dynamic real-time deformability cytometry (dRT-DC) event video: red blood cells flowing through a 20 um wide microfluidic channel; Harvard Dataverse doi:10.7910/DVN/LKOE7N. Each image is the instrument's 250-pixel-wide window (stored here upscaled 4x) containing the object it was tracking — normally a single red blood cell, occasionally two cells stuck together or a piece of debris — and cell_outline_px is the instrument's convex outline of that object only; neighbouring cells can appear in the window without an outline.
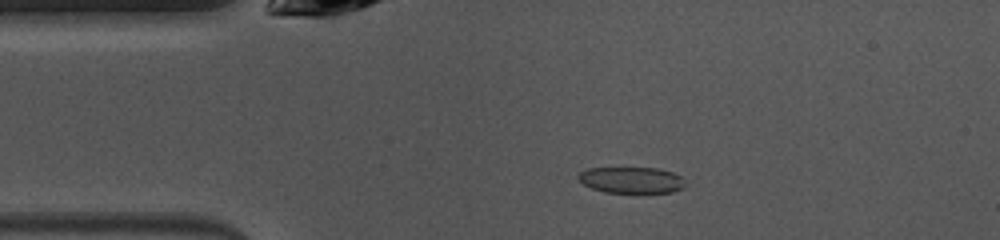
{"species": "common noctule bat (a hibernating species)", "species_latin": "Nyctalus noctula", "temperature_condition": "warm", "stored_images_in_passage": 47, "camera_frame_rate_fps": 3000, "um_per_image_px": 0.085, "animal": {"sex": "female", "body_mass_g": 10.0, "forearm_length_mm": 53.1}, "frame": {"image": 1, "passage_image": 8, "time_ms": 2.333, "image_size_px": [1000, 240], "cell_outline_px": [[688, 184], [684, 188], [672, 192], [604, 192], [592, 188], [584, 184], [576, 176], [580, 172], [588, 168], [656, 168], [672, 172], [680, 176]], "centroid_in_image_um": [53.7, 15.3], "position_along_channel_um": 31.3, "area_um2": 16.3}}
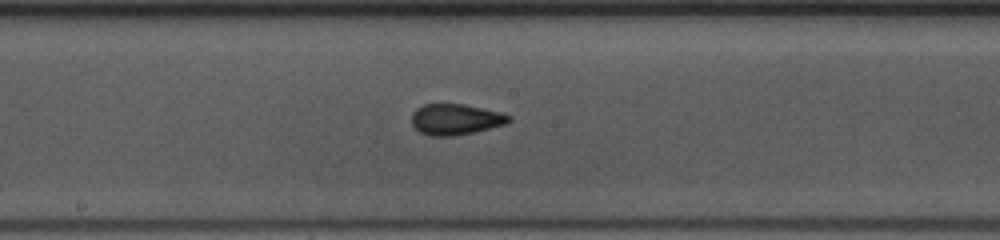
{"frame": {"image": 2, "passage_image": 23, "time_ms": 7.333, "image_size_px": [1000, 240], "cell_outline_px": [[512, 120], [504, 124], [476, 132], [452, 136], [428, 136], [420, 132], [412, 124], [412, 112], [416, 108], [424, 104], [464, 104], [500, 112], [512, 116]], "centroid_in_image_um": [38.72, 10.15], "position_along_channel_um": 209.5, "area_um2": 17.57}}
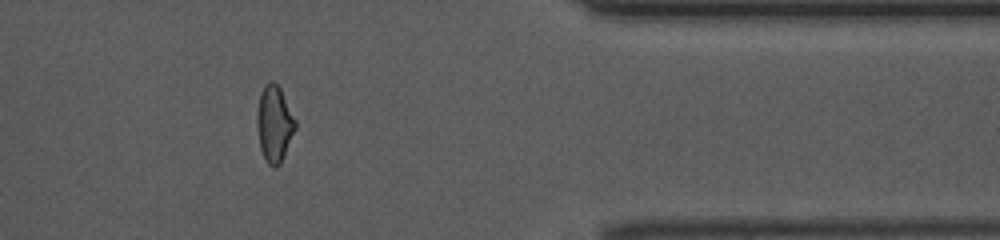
{"frame": {"image": 3, "passage_image": 38, "time_ms": 12.333, "image_size_px": [1000, 240], "cell_outline_px": [[296, 128], [284, 156], [280, 164], [276, 168], [272, 168], [264, 160], [260, 148], [256, 124], [256, 112], [260, 92], [264, 84], [272, 80], [280, 88], [296, 120]], "centroid_in_image_um": [23.3, 10.54], "position_along_channel_um": 388.1, "area_um2": 17.34}, "authors_computed_cell_mechanics": {"area_um2": 17.1666, "velocity_mm_per_s": 4.0644, "shape_relaxation_time_tau1_ms": 9.2311, "shape_relaxation_time_tau2_ms": 1.271, "deformation_change_tau1": 0.1843, "deformation_change_tau2": 0.0772}}